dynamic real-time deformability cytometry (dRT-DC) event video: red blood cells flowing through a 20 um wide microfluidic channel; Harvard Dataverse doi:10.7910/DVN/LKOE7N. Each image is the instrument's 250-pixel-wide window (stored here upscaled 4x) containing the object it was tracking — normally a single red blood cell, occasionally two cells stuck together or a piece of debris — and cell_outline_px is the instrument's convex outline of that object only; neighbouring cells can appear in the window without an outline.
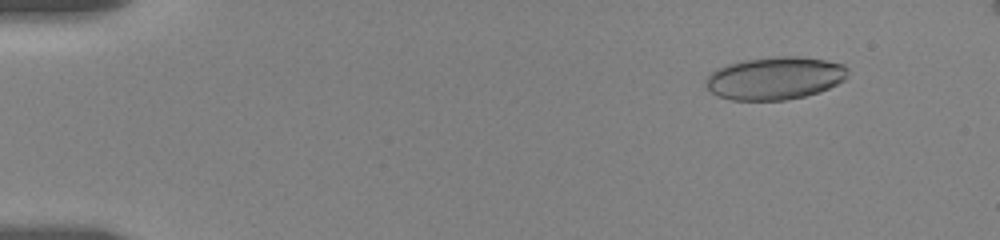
{"species": "human", "species_latin": "Homo sapiens", "temperature_condition": "room temperature", "stored_images_in_passage": 50, "camera_frame_rate_fps": 3000, "um_per_image_px": 0.085, "donor": {"sex": "female"}, "frame": {"image": 1, "passage_image": 5, "time_ms": 2.0, "image_size_px": [1000, 240], "cell_outline_px": [[848, 76], [844, 80], [820, 92], [804, 96], [784, 100], [732, 100], [716, 96], [704, 84], [704, 80], [716, 68], [728, 64], [744, 60], [776, 56], [800, 56], [824, 60], [844, 64], [848, 68]], "centroid_in_image_um": [65.86, 6.64], "position_along_channel_um": 19.1, "area_um2": 35.55}}
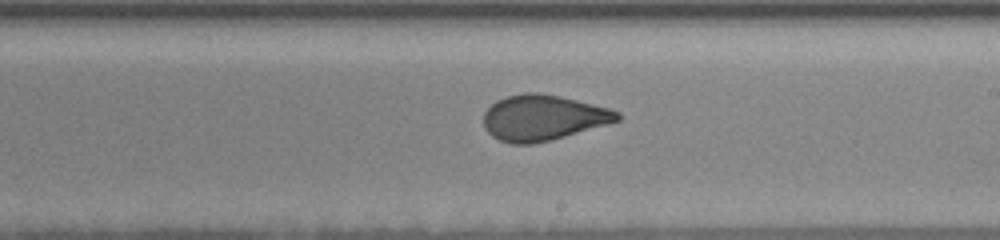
{"frame": {"image": 2, "passage_image": 27, "time_ms": 11.333, "image_size_px": [1000, 240], "cell_outline_px": [[620, 120], [608, 124], [552, 140], [532, 144], [512, 144], [500, 140], [492, 136], [484, 128], [484, 112], [496, 100], [508, 96], [524, 92], [536, 92], [560, 96], [608, 108], [620, 112]], "centroid_in_image_um": [46.15, 10.01], "position_along_channel_um": 242.9, "area_um2": 35.49}}
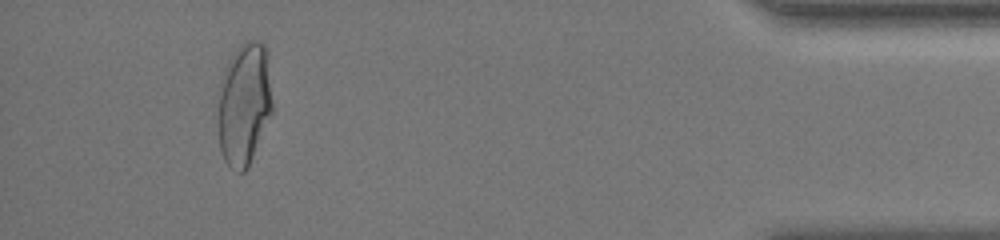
{"frame": {"image": 3, "passage_image": 45, "time_ms": 17.667, "image_size_px": [1000, 240], "cell_outline_px": [[272, 112], [248, 168], [244, 172], [240, 172], [228, 168], [224, 160], [220, 148], [216, 124], [216, 92], [224, 68], [228, 60], [240, 44], [244, 40], [260, 40], [268, 48], [272, 104]], "centroid_in_image_um": [20.71, 8.81], "position_along_channel_um": 414.5, "area_um2": 40.46}}